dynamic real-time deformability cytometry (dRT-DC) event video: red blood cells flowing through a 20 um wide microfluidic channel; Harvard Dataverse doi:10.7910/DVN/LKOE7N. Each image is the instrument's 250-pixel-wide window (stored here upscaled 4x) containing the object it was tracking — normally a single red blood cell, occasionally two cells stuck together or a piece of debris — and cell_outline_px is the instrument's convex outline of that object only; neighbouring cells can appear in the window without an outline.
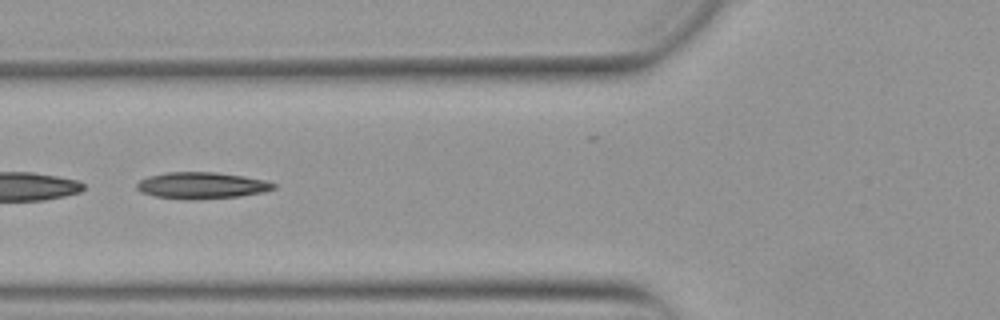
{"species": "Egyptian fruit bat (a non-hibernating species)", "species_latin": "Rousettus aegyptiacus", "temperature_condition": "warm", "stored_images_in_passage": 16, "segment_of_instrument_passage": [2, 2], "camera_frame_rate_fps": 3000, "um_per_image_px": 0.085, "animal": {"sex": "female"}, "frame": {"image": 1, "passage_image": 13, "time_ms": 4.0, "image_size_px": [1000, 320], "cell_outline_px": [[276, 188], [264, 192], [240, 196], [192, 200], [188, 200], [156, 196], [140, 192], [136, 188], [136, 184], [140, 180], [148, 176], [168, 172], [216, 172], [244, 176], [264, 180], [276, 184]], "centroid_in_image_um": [17.14, 15.76], "position_along_channel_um": 108.7, "area_um2": 21.21}}